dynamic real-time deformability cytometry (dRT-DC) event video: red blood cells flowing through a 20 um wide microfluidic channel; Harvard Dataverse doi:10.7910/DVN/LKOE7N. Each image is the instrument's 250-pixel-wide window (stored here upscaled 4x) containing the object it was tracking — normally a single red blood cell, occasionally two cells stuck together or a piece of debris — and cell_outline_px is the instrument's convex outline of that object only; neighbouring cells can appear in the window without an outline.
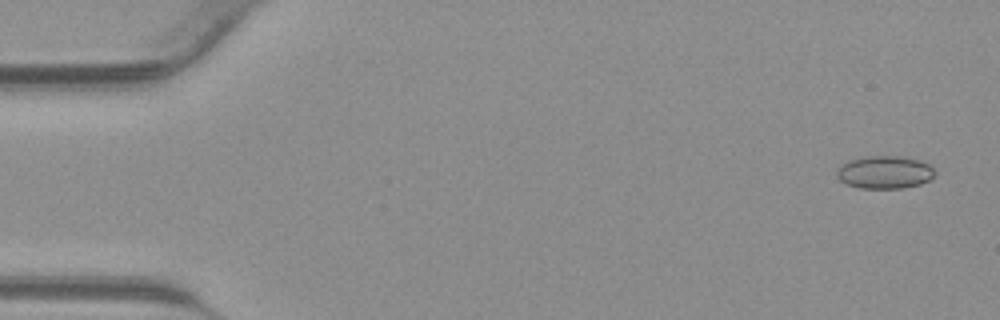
{"species": "common noctule bat (a hibernating species)", "species_latin": "Nyctalus noctula", "temperature_condition": "warm", "stored_images_in_passage": 43, "camera_frame_rate_fps": 3000, "um_per_image_px": 0.085, "animal": {"sex": "male", "body_mass_g": 23.1, "forearm_length_mm": 52.7}, "frame": {"image": 1, "passage_image": 2, "time_ms": 0.333, "image_size_px": [1000, 320], "cell_outline_px": [[936, 176], [920, 184], [900, 188], [860, 188], [848, 184], [840, 180], [836, 176], [836, 172], [840, 164], [848, 160], [864, 156], [900, 156], [916, 160], [928, 164], [936, 172]], "centroid_in_image_um": [75.17, 14.63], "position_along_channel_um": 9.8, "area_um2": 18.73}}
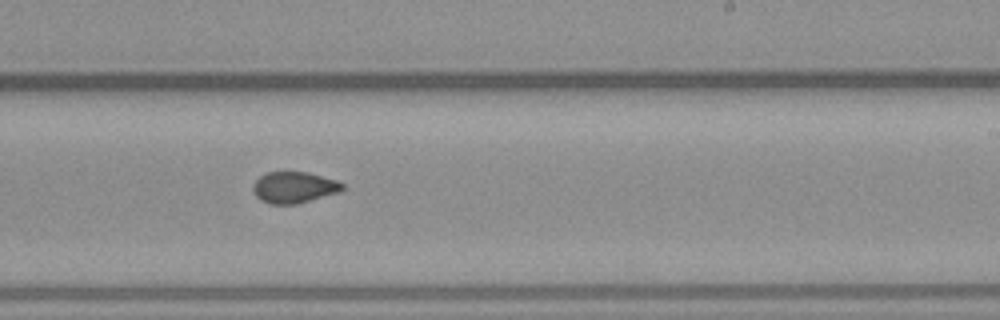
{"frame": {"image": 2, "passage_image": 26, "time_ms": 8.333, "image_size_px": [1000, 320], "cell_outline_px": [[344, 188], [340, 192], [296, 204], [272, 204], [260, 200], [256, 196], [252, 188], [252, 184], [264, 172], [308, 172], [336, 180], [344, 184]], "centroid_in_image_um": [24.98, 15.92], "position_along_channel_um": 264.0, "area_um2": 16.36}}
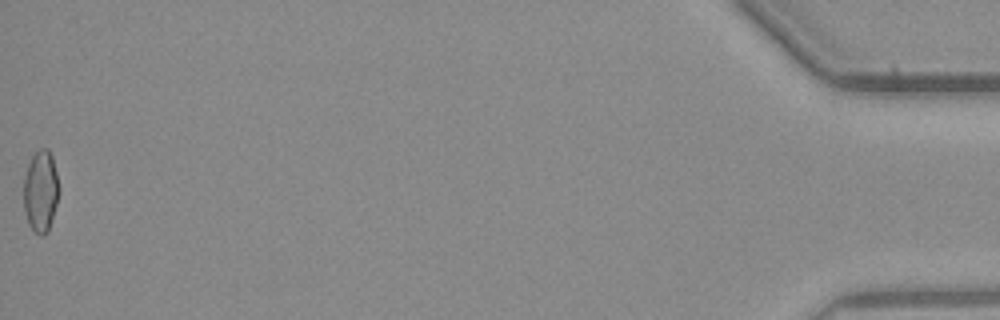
{"frame": {"image": 3, "passage_image": 43, "time_ms": 14.0, "image_size_px": [1000, 320], "cell_outline_px": [[60, 192], [48, 232], [44, 236], [40, 236], [28, 224], [24, 212], [24, 176], [28, 164], [32, 156], [40, 148], [48, 148], [52, 156], [60, 188]], "centroid_in_image_um": [3.47, 16.26], "position_along_channel_um": 431.7, "area_um2": 16.99}}